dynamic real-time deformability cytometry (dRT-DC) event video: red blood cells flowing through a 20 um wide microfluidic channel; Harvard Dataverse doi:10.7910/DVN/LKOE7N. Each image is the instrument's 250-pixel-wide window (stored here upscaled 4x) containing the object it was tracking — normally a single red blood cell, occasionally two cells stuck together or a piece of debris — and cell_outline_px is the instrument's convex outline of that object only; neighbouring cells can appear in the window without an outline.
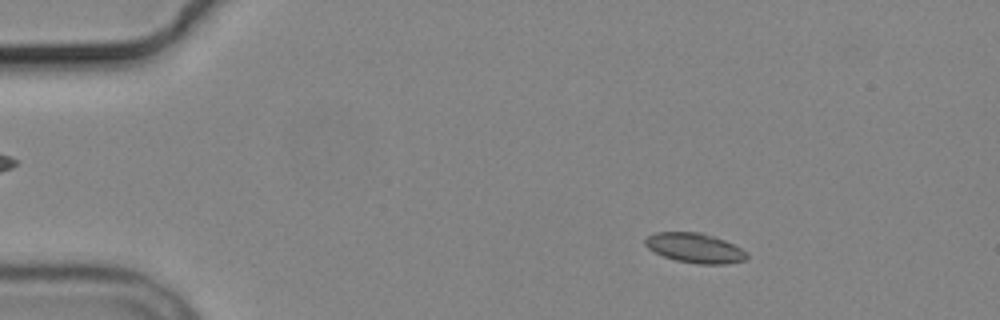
{"species": "common noctule bat (a hibernating species)", "species_latin": "Nyctalus noctula", "temperature_condition": "cold", "stored_images_in_passage": 4, "camera_frame_rate_fps": 3000, "um_per_image_px": 0.085, "animal": {"sex": "male", "body_mass_g": 19.2, "forearm_length_mm": 51.8}, "frame": {"image": 1, "passage_image": 2, "time_ms": 1.0, "image_size_px": [1000, 320], "cell_outline_px": [[748, 256], [744, 260], [724, 264], [700, 264], [676, 260], [664, 256], [648, 248], [644, 244], [644, 240], [648, 236], [656, 232], [700, 232], [724, 240], [740, 248]], "centroid_in_image_um": [59.03, 21.07], "position_along_channel_um": 26.0, "area_um2": 17.28}}
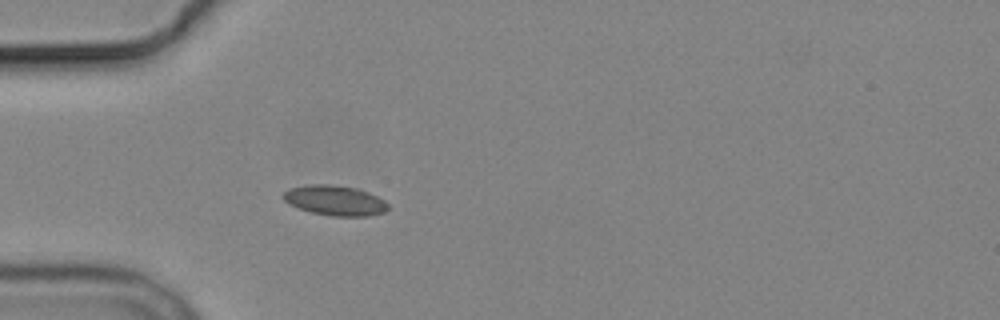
{"frame": {"image": 2, "passage_image": 4, "time_ms": 3.667, "image_size_px": [1000, 320], "cell_outline_px": [[388, 208], [384, 212], [368, 216], [332, 216], [312, 212], [288, 204], [280, 196], [288, 188], [312, 184], [328, 184], [360, 188], [384, 200], [388, 204]], "centroid_in_image_um": [28.45, 17.03], "position_along_channel_um": 56.5, "area_um2": 18.44}}